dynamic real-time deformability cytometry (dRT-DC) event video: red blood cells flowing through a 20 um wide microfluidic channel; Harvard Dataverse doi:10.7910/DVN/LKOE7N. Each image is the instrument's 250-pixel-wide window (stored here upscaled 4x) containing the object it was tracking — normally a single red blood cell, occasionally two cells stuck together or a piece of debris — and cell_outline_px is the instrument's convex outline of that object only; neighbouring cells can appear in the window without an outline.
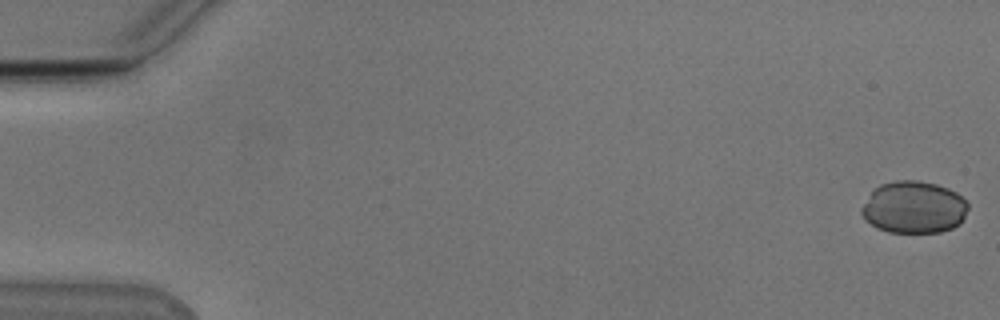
{"species": "Egyptian fruit bat (a non-hibernating species)", "species_latin": "Rousettus aegyptiacus", "temperature_condition": "cold", "stored_images_in_passage": 53, "camera_frame_rate_fps": 3000, "um_per_image_px": 0.085, "animal": {"sex": "male"}, "frame": {"image": 1, "passage_image": 1, "time_ms": 0.0, "image_size_px": [1000, 320], "cell_outline_px": [[968, 208], [960, 224], [952, 228], [940, 232], [888, 232], [876, 228], [864, 220], [860, 212], [860, 208], [872, 192], [880, 184], [896, 180], [916, 180], [936, 184], [948, 188], [956, 192], [968, 204]], "centroid_in_image_um": [77.65, 17.63], "position_along_channel_um": 7.3, "area_um2": 32.43}}
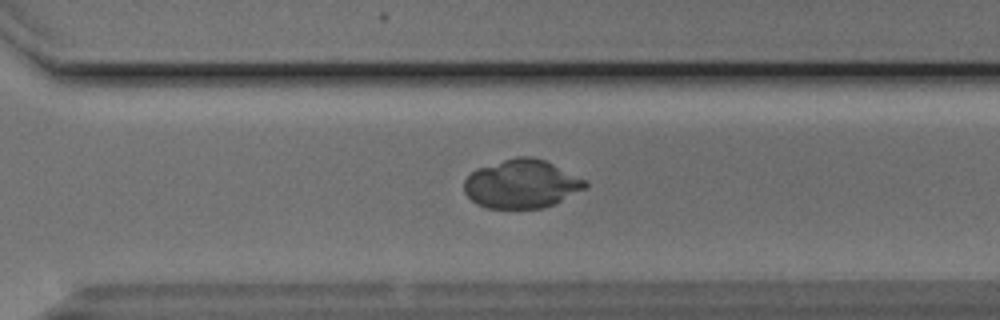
{"frame": {"image": 2, "passage_image": 38, "time_ms": 12.333, "image_size_px": [1000, 320], "cell_outline_px": [[588, 188], [556, 204], [544, 208], [488, 208], [476, 204], [464, 192], [464, 180], [476, 168], [516, 156], [528, 156], [544, 160], [588, 180]], "centroid_in_image_um": [44.37, 15.64], "position_along_channel_um": 326.2, "area_um2": 34.62}}
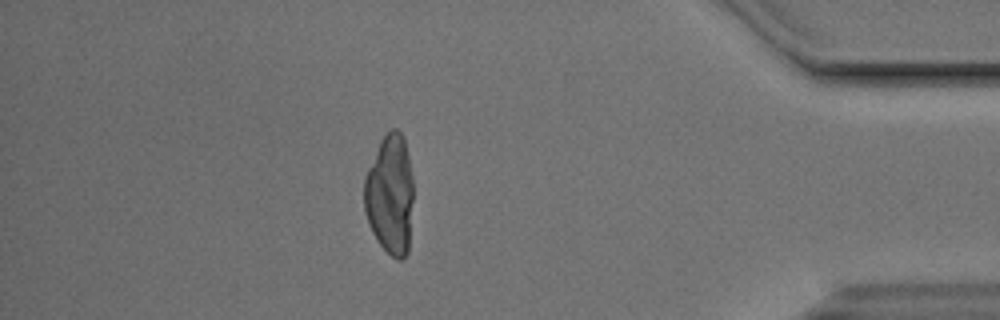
{"frame": {"image": 3, "passage_image": 47, "time_ms": 15.333, "image_size_px": [1000, 320], "cell_outline_px": [[412, 200], [408, 252], [400, 260], [396, 260], [376, 240], [368, 224], [364, 212], [364, 176], [380, 140], [392, 128], [396, 128], [404, 136], [412, 176]], "centroid_in_image_um": [33.13, 16.53], "position_along_channel_um": 402.1, "area_um2": 34.45}}